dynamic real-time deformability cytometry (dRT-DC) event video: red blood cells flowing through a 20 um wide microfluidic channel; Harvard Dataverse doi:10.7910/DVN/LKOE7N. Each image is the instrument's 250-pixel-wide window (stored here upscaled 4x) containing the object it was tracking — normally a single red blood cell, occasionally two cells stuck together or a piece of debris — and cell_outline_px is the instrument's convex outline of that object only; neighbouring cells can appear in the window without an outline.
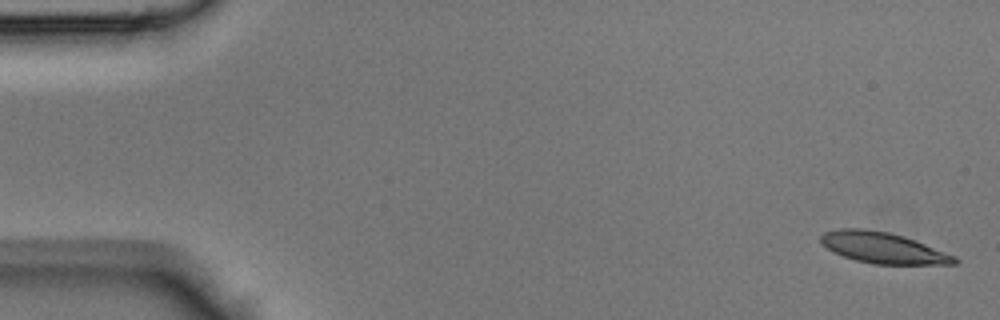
{"species": "Egyptian fruit bat (a non-hibernating species)", "species_latin": "Rousettus aegyptiacus", "temperature_condition": "room temperature", "stored_images_in_passage": 47, "camera_frame_rate_fps": 3000, "um_per_image_px": 0.085, "animal": {"sex": "male"}, "frame": {"image": 1, "passage_image": 1, "time_ms": 0.0, "image_size_px": [1000, 320], "cell_outline_px": [[960, 260], [956, 264], [872, 264], [856, 260], [844, 256], [828, 248], [820, 240], [820, 236], [824, 232], [840, 228], [864, 228], [888, 232], [904, 236], [956, 256]], "centroid_in_image_um": [75.08, 21.06], "position_along_channel_um": 9.9, "area_um2": 23.99}}
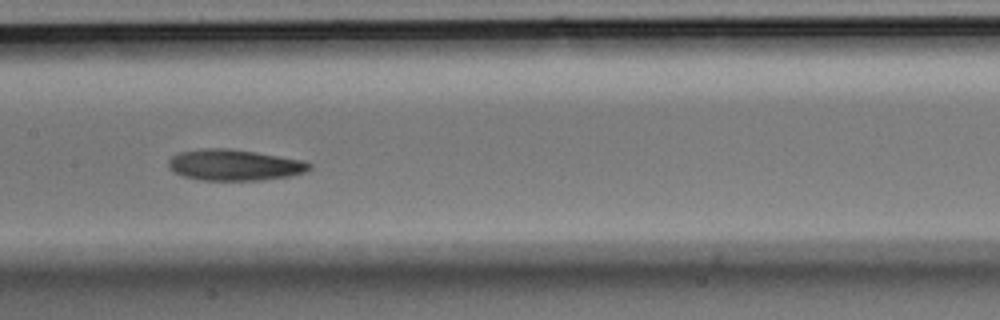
{"frame": {"image": 2, "passage_image": 23, "time_ms": 7.333, "image_size_px": [1000, 320], "cell_outline_px": [[312, 168], [304, 172], [288, 176], [260, 180], [200, 180], [184, 176], [172, 172], [168, 168], [168, 160], [172, 156], [180, 152], [200, 148], [228, 148], [256, 152], [304, 160], [312, 164]], "centroid_in_image_um": [19.9, 14.02], "position_along_channel_um": 187.5, "area_um2": 25.66}}
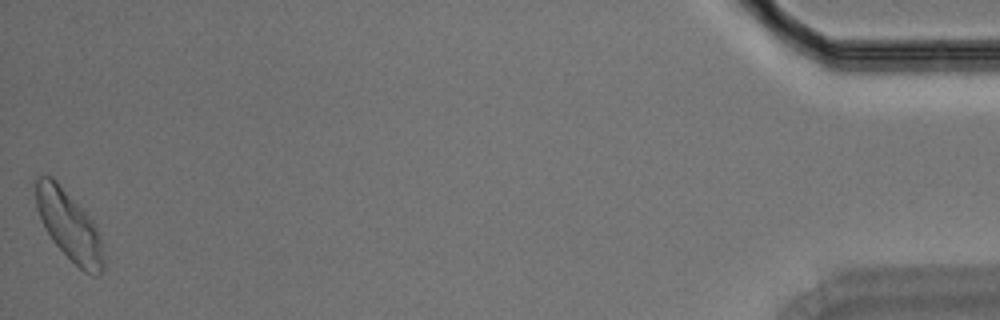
{"frame": {"image": 3, "passage_image": 47, "time_ms": 15.333, "image_size_px": [1000, 320], "cell_outline_px": [[104, 268], [100, 276], [96, 276], [84, 272], [52, 240], [36, 208], [36, 176], [52, 176], [56, 180], [92, 220], [100, 236], [104, 264]], "centroid_in_image_um": [5.89, 19.19], "position_along_channel_um": 429.3, "area_um2": 26.76}}